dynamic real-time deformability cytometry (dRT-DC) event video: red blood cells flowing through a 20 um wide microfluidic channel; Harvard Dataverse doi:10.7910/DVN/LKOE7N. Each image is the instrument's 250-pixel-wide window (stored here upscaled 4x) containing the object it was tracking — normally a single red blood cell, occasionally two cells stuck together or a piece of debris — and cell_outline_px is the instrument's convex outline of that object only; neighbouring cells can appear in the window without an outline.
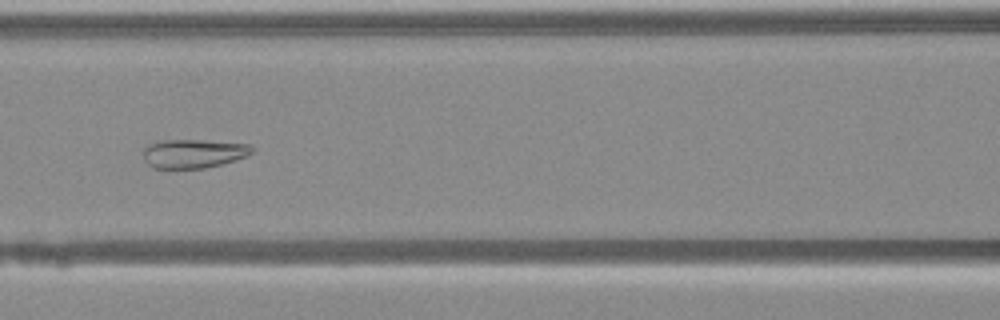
{"species": "Egyptian fruit bat (a non-hibernating species)", "species_latin": "Rousettus aegyptiacus", "temperature_condition": "warm", "stored_images_in_passage": 40, "camera_frame_rate_fps": 3000, "um_per_image_px": 0.085, "animal": {"sex": "female"}, "frame": {"image": 1, "passage_image": 19, "time_ms": 6.0, "image_size_px": [1000, 320], "cell_outline_px": [[256, 148], [252, 152], [236, 160], [204, 168], [152, 168], [144, 160], [144, 144], [160, 140], [204, 140], [248, 144]], "centroid_in_image_um": [16.4, 13.04], "position_along_channel_um": 150.2, "area_um2": 18.38}}
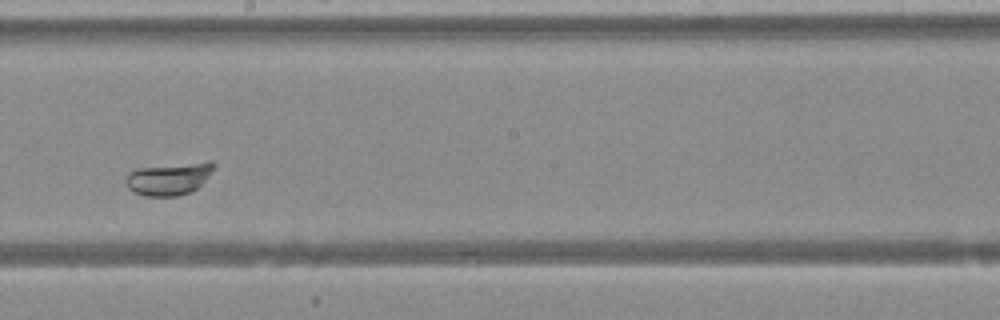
{"frame": {"image": 2, "passage_image": 26, "time_ms": 8.333, "image_size_px": [1000, 320], "cell_outline_px": [[216, 164], [208, 176], [192, 192], [176, 196], [144, 196], [128, 188], [124, 180], [128, 172], [140, 168], [208, 160], [212, 160]], "centroid_in_image_um": [14.37, 15.18], "position_along_channel_um": 233.8, "area_um2": 16.65}}
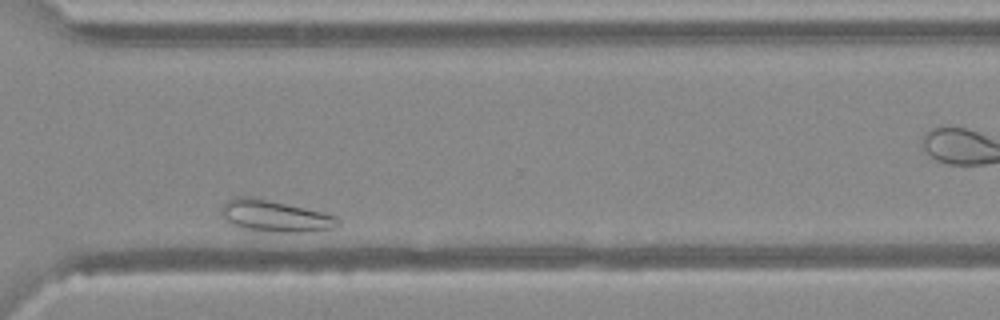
{"frame": {"image": 3, "passage_image": 36, "time_ms": 11.667, "image_size_px": [1000, 320], "cell_outline_px": [[340, 224], [332, 228], [308, 232], [256, 232], [240, 228], [228, 224], [224, 220], [220, 212], [220, 208], [228, 200], [236, 196], [248, 196], [268, 200], [324, 212], [336, 216], [340, 220]], "centroid_in_image_um": [23.31, 18.39], "position_along_channel_um": 347.3, "area_um2": 21.91}}